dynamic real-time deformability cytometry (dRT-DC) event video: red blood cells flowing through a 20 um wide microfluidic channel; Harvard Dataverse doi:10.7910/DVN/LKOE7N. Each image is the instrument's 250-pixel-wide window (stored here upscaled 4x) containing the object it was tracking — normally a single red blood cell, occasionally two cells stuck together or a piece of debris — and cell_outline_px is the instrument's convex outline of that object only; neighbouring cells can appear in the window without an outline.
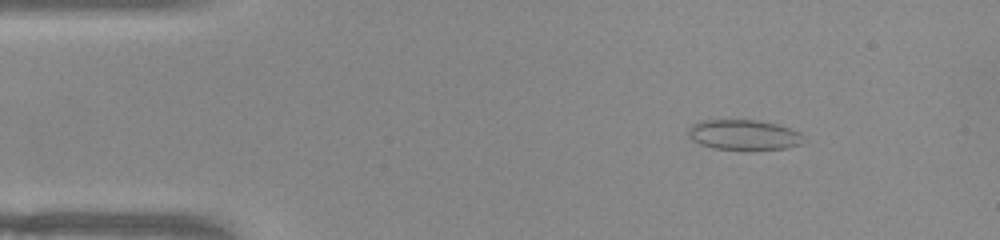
{"species": "common noctule bat (a hibernating species)", "species_latin": "Nyctalus noctula", "temperature_condition": "warm", "stored_images_in_passage": 50, "camera_frame_rate_fps": 3000, "um_per_image_px": 0.085, "animal": {"sex": "female", "body_mass_g": 22.0, "forearm_length_mm": 56.7}, "frame": {"image": 1, "passage_image": 6, "time_ms": 1.667, "image_size_px": [1000, 240], "cell_outline_px": [[800, 144], [788, 148], [756, 152], [712, 148], [700, 144], [692, 140], [688, 136], [688, 128], [692, 124], [700, 120], [756, 120], [776, 124], [800, 132]], "centroid_in_image_um": [63.17, 11.5], "position_along_channel_um": 21.8, "area_um2": 20.81}}
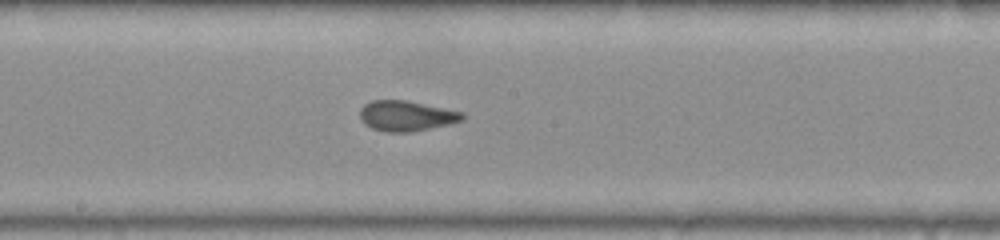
{"frame": {"image": 2, "passage_image": 26, "time_ms": 8.333, "image_size_px": [1000, 240], "cell_outline_px": [[464, 120], [452, 124], [412, 132], [384, 132], [372, 128], [364, 124], [360, 120], [360, 108], [364, 104], [372, 100], [408, 100], [464, 112]], "centroid_in_image_um": [34.55, 9.85], "position_along_channel_um": 213.6, "area_um2": 18.5}}
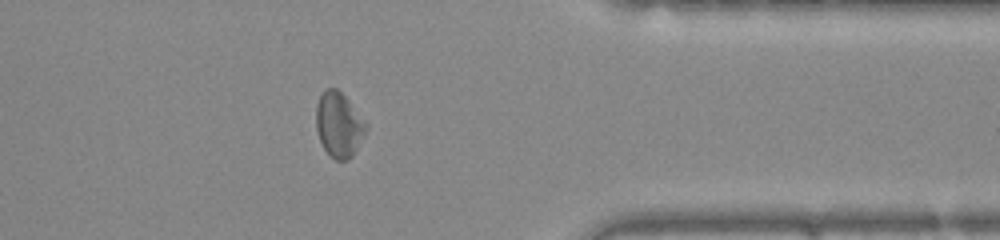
{"frame": {"image": 3, "passage_image": 40, "time_ms": 13.0, "image_size_px": [1000, 240], "cell_outline_px": [[368, 128], [352, 156], [344, 160], [336, 160], [328, 156], [320, 140], [316, 128], [316, 104], [324, 88], [336, 88], [344, 96], [368, 124]], "centroid_in_image_um": [28.79, 10.6], "position_along_channel_um": 382.6, "area_um2": 18.79}, "authors_computed_cell_mechanics": {"area_um2": 18.5827, "velocity_mm_per_s": 3.9453, "shape_relaxation_time_tau1_ms": 8.7479, "shape_relaxation_time_tau2_ms": 1.3493, "deformation_change_tau1": 0.1874, "deformation_change_tau2": 0.0773}}